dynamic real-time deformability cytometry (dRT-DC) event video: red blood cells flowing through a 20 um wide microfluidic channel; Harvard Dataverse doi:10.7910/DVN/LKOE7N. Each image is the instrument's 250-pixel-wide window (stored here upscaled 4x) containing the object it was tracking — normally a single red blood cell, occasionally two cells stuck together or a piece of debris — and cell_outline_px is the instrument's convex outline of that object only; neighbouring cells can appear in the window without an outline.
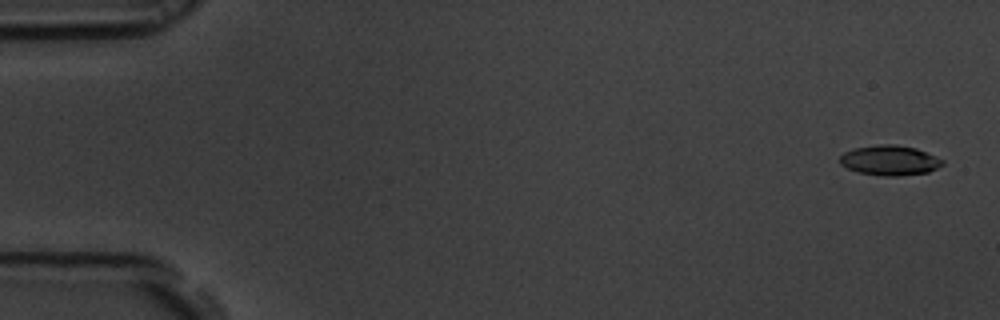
{"species": "common noctule bat (a hibernating species)", "species_latin": "Nyctalus noctula", "temperature_condition": "room temperature", "stored_images_in_passage": 56, "camera_frame_rate_fps": 3000, "um_per_image_px": 0.085, "animal": {"sex": "male", "body_mass_g": 19.5, "forearm_length_mm": 54.6}, "frame": {"image": 1, "passage_image": 2, "time_ms": 0.333, "image_size_px": [1000, 320], "cell_outline_px": [[944, 164], [928, 172], [900, 176], [884, 176], [856, 172], [840, 164], [840, 156], [844, 152], [852, 148], [880, 144], [896, 144], [916, 148], [944, 160]], "centroid_in_image_um": [75.61, 13.63], "position_along_channel_um": 9.4, "area_um2": 18.03}}
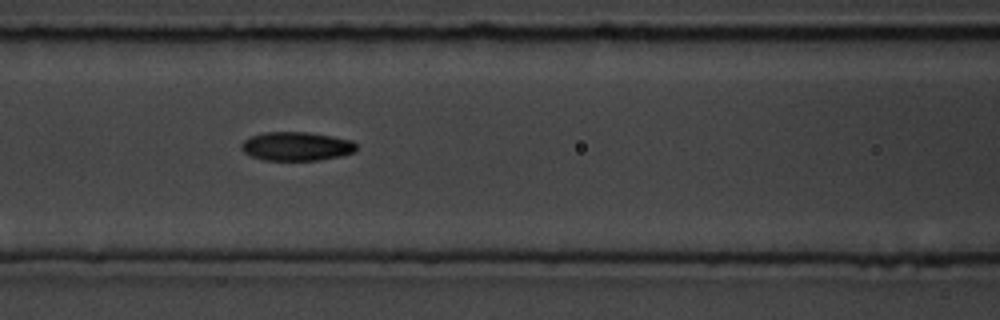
{"frame": {"image": 2, "passage_image": 24, "time_ms": 7.667, "image_size_px": [1000, 320], "cell_outline_px": [[356, 148], [352, 152], [340, 156], [320, 160], [264, 160], [252, 156], [244, 152], [240, 148], [240, 144], [244, 140], [252, 136], [264, 132], [308, 132], [332, 136], [352, 140], [356, 144]], "centroid_in_image_um": [25.18, 12.43], "position_along_channel_um": 141.4, "area_um2": 19.25}}
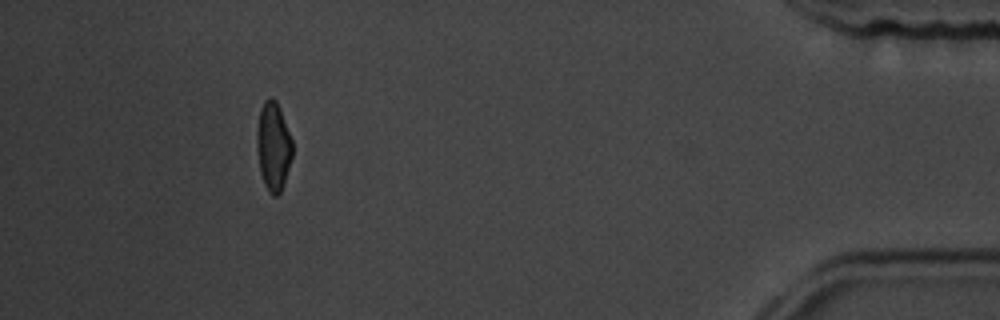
{"frame": {"image": 3, "passage_image": 51, "time_ms": 16.667, "image_size_px": [1000, 320], "cell_outline_px": [[292, 156], [280, 192], [276, 196], [272, 196], [268, 192], [264, 184], [260, 172], [256, 148], [256, 132], [260, 108], [264, 100], [268, 96], [272, 96], [276, 100], [280, 108], [292, 140]], "centroid_in_image_um": [23.2, 12.39], "position_along_channel_um": 412.0, "area_um2": 18.5}, "authors_computed_cell_mechanics": {"area_um2": 18.7272, "velocity_mm_per_s": 3.6951, "shape_relaxation_time_tau1_ms": 3.3024, "shape_relaxation_time_tau2_ms": 2.3397, "deformation_change_tau1": 0.1569, "deformation_change_tau2": 0.0772}}